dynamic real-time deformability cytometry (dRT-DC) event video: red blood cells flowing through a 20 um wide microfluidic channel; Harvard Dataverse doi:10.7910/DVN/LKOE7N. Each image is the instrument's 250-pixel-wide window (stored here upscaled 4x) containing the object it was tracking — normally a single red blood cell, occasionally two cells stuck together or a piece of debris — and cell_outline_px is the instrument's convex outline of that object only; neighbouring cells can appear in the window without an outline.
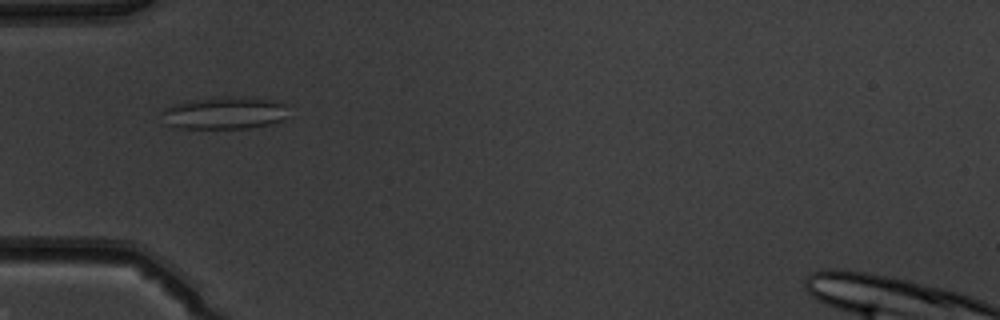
{"species": "common noctule bat (a hibernating species)", "species_latin": "Nyctalus noctula", "temperature_condition": "warm", "stored_images_in_passage": 50, "camera_frame_rate_fps": 3000, "um_per_image_px": 0.085, "animal": {"sex": "male", "body_mass_g": 19.5, "forearm_length_mm": 54.6}, "frame": {"image": 1, "passage_image": 17, "time_ms": 5.333, "image_size_px": [1000, 320], "cell_outline_px": [[288, 116], [280, 120], [268, 124], [252, 128], [180, 128], [164, 124], [160, 112], [164, 108], [172, 104], [188, 100], [220, 96], [276, 100], [288, 104]], "centroid_in_image_um": [19.05, 9.6], "position_along_channel_um": 65.9, "area_um2": 24.28}}
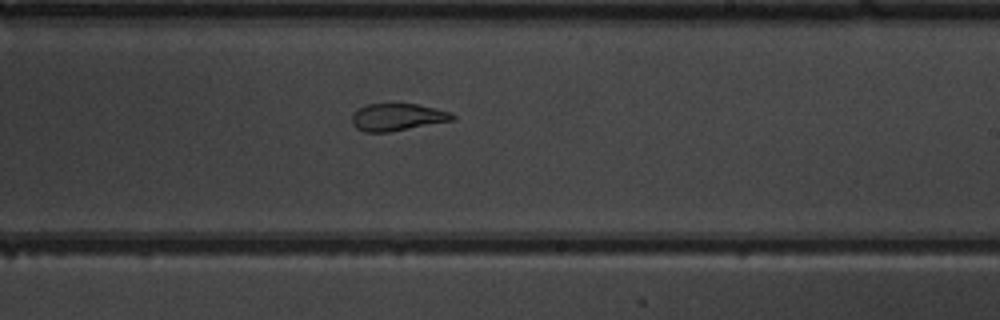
{"frame": {"image": 2, "passage_image": 31, "time_ms": 10.0, "image_size_px": [1000, 320], "cell_outline_px": [[456, 120], [388, 132], [364, 132], [356, 128], [352, 124], [352, 112], [364, 104], [392, 100], [416, 104], [436, 108], [452, 112], [456, 116]], "centroid_in_image_um": [33.76, 9.9], "position_along_channel_um": 255.2, "area_um2": 16.94}}
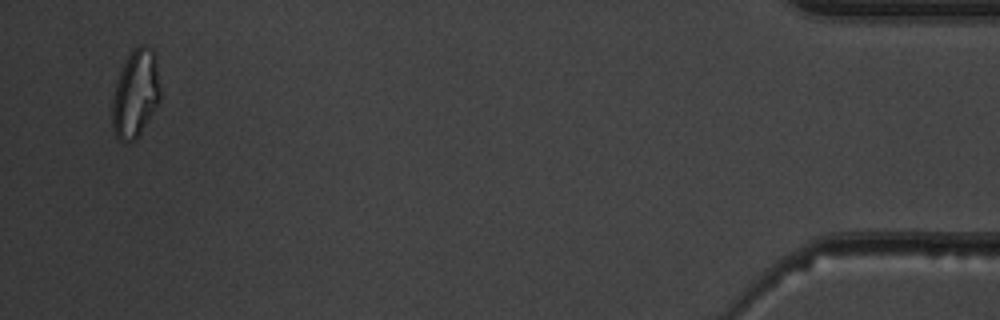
{"frame": {"image": 3, "passage_image": 49, "time_ms": 16.0, "image_size_px": [1000, 320], "cell_outline_px": [[160, 100], [136, 140], [120, 140], [116, 136], [112, 124], [112, 100], [116, 84], [120, 72], [128, 56], [140, 44], [144, 44], [152, 48], [156, 52], [160, 88]], "centroid_in_image_um": [11.54, 7.93], "position_along_channel_um": 423.7, "area_um2": 24.39}, "authors_computed_cell_mechanics": {"area_um2": 21.7328, "velocity_mm_per_s": 4.082, "shape_relaxation_time_tau1_ms": null, "shape_relaxation_time_tau2_ms": 1.69, "deformation_change_tau1": null, "deformation_change_tau2": 0.0886}}